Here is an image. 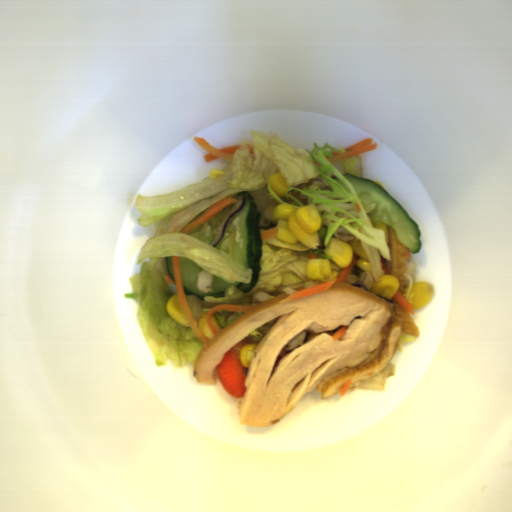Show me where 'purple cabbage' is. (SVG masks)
Returning <instances> with one entry per match:
<instances>
[{"label":"purple cabbage","mask_w":512,"mask_h":512,"mask_svg":"<svg viewBox=\"0 0 512 512\" xmlns=\"http://www.w3.org/2000/svg\"><path fill=\"white\" fill-rule=\"evenodd\" d=\"M236 200H237V202L232 204L230 210L226 214L223 221L217 227L214 228V230H213L214 237L211 240V242L208 244L212 248L216 247L219 243H221L223 241L230 221L239 211L242 210V208L244 207V204H245L246 197H245V195H241Z\"/></svg>","instance_id":"obj_1"}]
</instances>
